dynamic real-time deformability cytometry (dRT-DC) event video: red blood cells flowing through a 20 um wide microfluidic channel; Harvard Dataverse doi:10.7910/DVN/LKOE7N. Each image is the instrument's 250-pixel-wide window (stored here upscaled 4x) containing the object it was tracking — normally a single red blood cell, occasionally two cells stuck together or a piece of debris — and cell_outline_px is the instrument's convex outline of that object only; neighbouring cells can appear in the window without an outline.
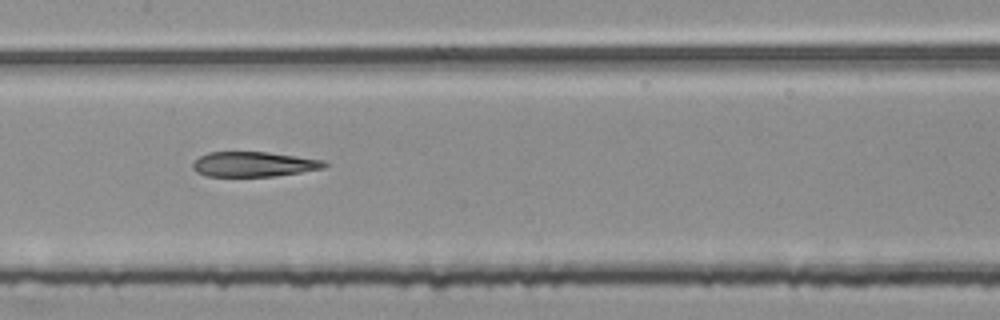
{"species": "common noctule bat (a hibernating species)", "species_latin": "Nyctalus noctula", "temperature_condition": "room temperature", "stored_images_in_passage": 54, "segment_of_instrument_passage": [2, 2], "camera_frame_rate_fps": 3000, "um_per_image_px": 0.085, "animal": {"sex": "female", "body_mass_g": 25.1}, "frame": {"image": 1, "passage_image": 27, "time_ms": 8.667, "image_size_px": [1000, 320], "cell_outline_px": [[328, 164], [324, 168], [300, 172], [272, 176], [204, 176], [196, 172], [192, 168], [192, 164], [200, 156], [208, 152], [268, 152], [324, 160]], "centroid_in_image_um": [21.55, 13.96], "position_along_channel_um": 185.9, "area_um2": 19.07}}
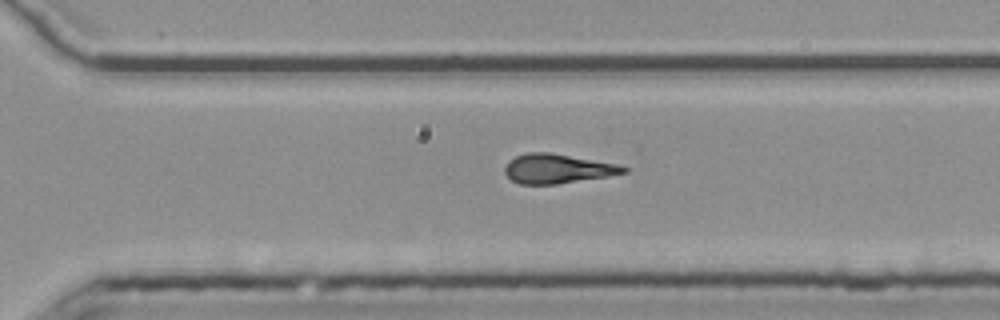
{"frame": {"image": 2, "passage_image": 38, "time_ms": 12.333, "image_size_px": [1000, 320], "cell_outline_px": [[628, 172], [608, 176], [556, 184], [520, 184], [512, 180], [504, 172], [504, 168], [508, 160], [516, 156], [528, 152], [552, 152], [620, 164], [628, 168]], "centroid_in_image_um": [47.4, 14.32], "position_along_channel_um": 323.2, "area_um2": 20.52}}
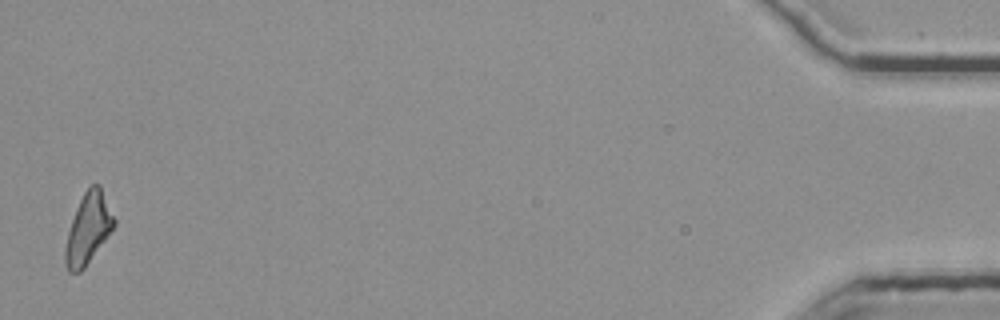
{"frame": {"image": 3, "passage_image": 54, "time_ms": 17.667, "image_size_px": [1000, 320], "cell_outline_px": [[116, 224], [84, 268], [80, 272], [68, 272], [64, 264], [64, 248], [68, 232], [76, 208], [84, 192], [92, 184], [100, 184], [116, 220]], "centroid_in_image_um": [7.48, 19.43], "position_along_channel_um": 427.7, "area_um2": 19.94}}